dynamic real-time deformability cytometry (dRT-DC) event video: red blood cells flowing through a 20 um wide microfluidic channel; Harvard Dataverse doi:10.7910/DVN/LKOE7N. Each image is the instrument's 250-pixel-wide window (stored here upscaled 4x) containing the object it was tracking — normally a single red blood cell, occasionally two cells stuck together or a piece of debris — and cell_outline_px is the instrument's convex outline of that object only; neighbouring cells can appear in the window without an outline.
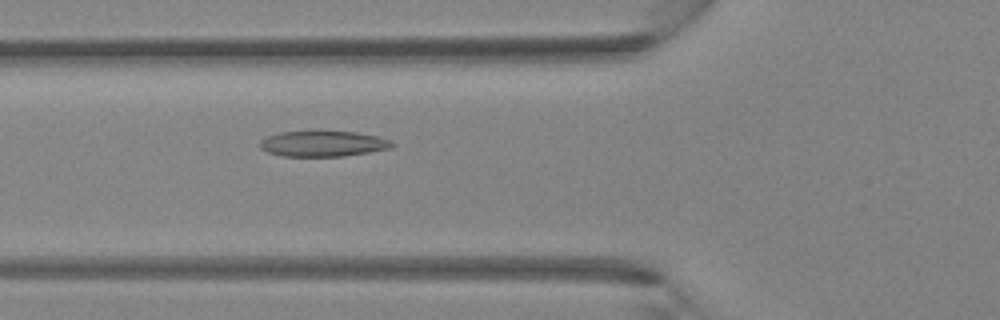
{"species": "Egyptian fruit bat (a non-hibernating species)", "species_latin": "Rousettus aegyptiacus", "temperature_condition": "room temperature", "stored_images_in_passage": 40, "camera_frame_rate_fps": 3000, "um_per_image_px": 0.085, "animal": {"sex": "female"}, "frame": {"image": 1, "passage_image": 15, "time_ms": 4.667, "image_size_px": [1000, 320], "cell_outline_px": [[396, 144], [392, 148], [344, 156], [280, 156], [268, 152], [260, 148], [260, 140], [268, 136], [280, 132], [356, 132], [380, 136]], "centroid_in_image_um": [27.47, 12.22], "position_along_channel_um": 98.3, "area_um2": 19.59}}
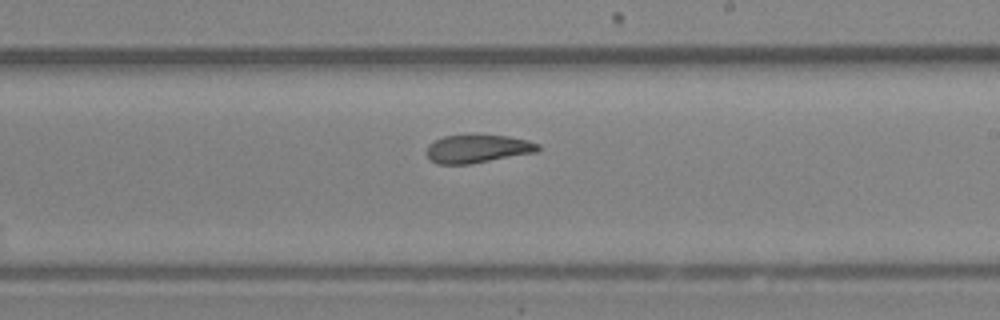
{"frame": {"image": 2, "passage_image": 24, "time_ms": 7.667, "image_size_px": [1000, 320], "cell_outline_px": [[540, 148], [536, 152], [472, 164], [436, 164], [424, 152], [428, 144], [444, 136], [508, 136], [528, 140], [540, 144]], "centroid_in_image_um": [40.59, 12.66], "position_along_channel_um": 248.4, "area_um2": 18.15}}
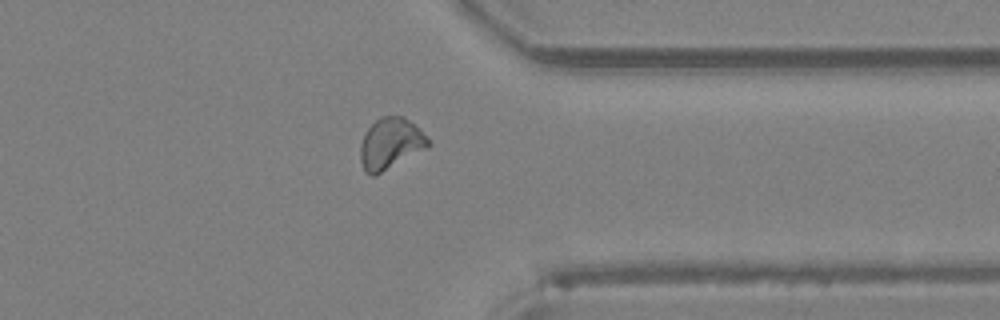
{"frame": {"image": 3, "passage_image": 32, "time_ms": 10.333, "image_size_px": [1000, 320], "cell_outline_px": [[432, 144], [428, 148], [376, 176], [372, 176], [364, 172], [360, 160], [360, 144], [364, 132], [380, 116], [404, 116]], "centroid_in_image_um": [33.15, 12.25], "position_along_channel_um": 378.3, "area_um2": 20.29}}